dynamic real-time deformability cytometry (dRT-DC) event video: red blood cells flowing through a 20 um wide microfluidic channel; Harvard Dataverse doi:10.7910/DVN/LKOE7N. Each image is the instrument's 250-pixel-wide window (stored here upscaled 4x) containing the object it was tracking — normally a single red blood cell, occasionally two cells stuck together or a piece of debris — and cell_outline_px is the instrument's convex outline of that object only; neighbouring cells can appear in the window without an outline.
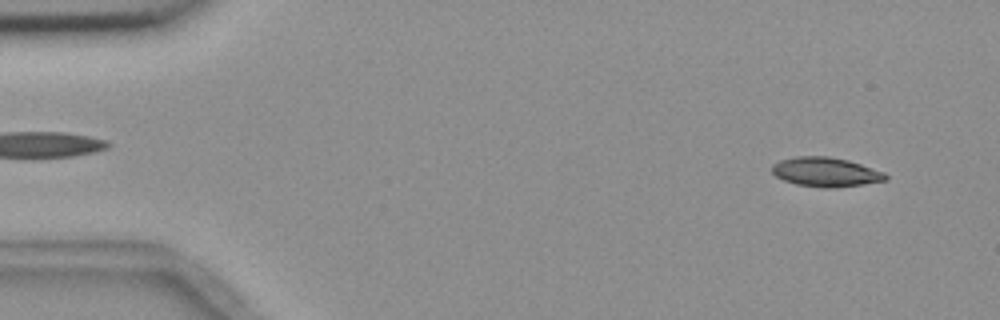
{"species": "common noctule bat (a hibernating species)", "species_latin": "Nyctalus noctula", "temperature_condition": "room temperature", "stored_images_in_passage": 4, "camera_frame_rate_fps": 3000, "um_per_image_px": 0.085, "animal": {"sex": "female", "body_mass_g": 18.4}, "frame": {"image": 1, "passage_image": 1, "time_ms": 0.0, "image_size_px": [1000, 320], "cell_outline_px": [[888, 180], [864, 184], [836, 188], [820, 188], [796, 184], [784, 180], [776, 176], [772, 172], [772, 164], [780, 160], [796, 156], [828, 156], [848, 160], [884, 172], [888, 176]], "centroid_in_image_um": [70.19, 14.63], "position_along_channel_um": 14.8, "area_um2": 19.54}}
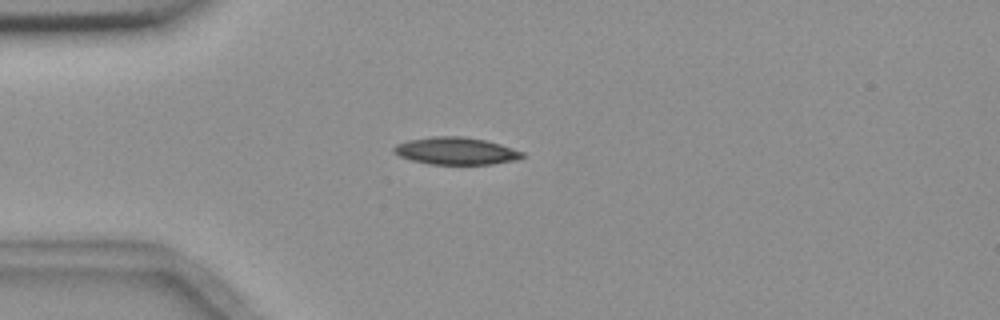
{"frame": {"image": 2, "passage_image": 4, "time_ms": 3.333, "image_size_px": [1000, 320], "cell_outline_px": [[524, 156], [516, 160], [492, 164], [428, 164], [412, 160], [400, 156], [392, 152], [392, 148], [396, 144], [408, 140], [432, 136], [460, 136], [484, 140], [500, 144], [524, 152]], "centroid_in_image_um": [38.73, 12.83], "position_along_channel_um": 46.3, "area_um2": 20.4}}